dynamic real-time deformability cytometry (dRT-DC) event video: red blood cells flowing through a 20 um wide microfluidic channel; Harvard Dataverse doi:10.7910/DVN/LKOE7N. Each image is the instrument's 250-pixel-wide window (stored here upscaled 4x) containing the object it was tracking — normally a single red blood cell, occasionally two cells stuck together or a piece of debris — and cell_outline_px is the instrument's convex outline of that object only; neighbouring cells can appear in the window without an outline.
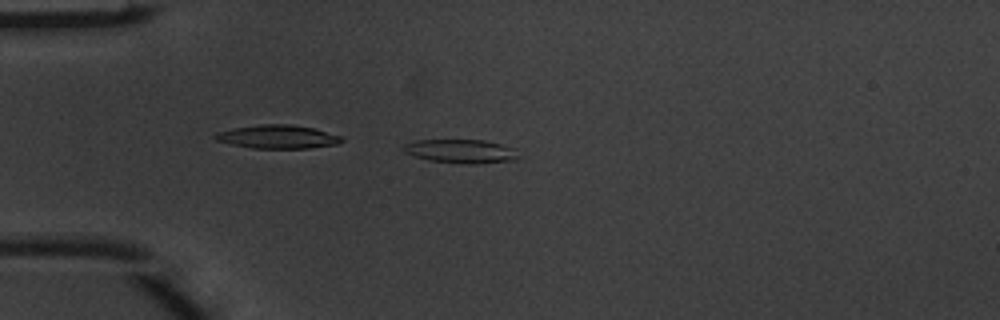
{"species": "common noctule bat (a hibernating species)", "species_latin": "Nyctalus noctula", "temperature_condition": "warm", "stored_images_in_passage": 5, "camera_frame_rate_fps": 3000, "um_per_image_px": 0.085, "animal": {"sex": "male", "body_mass_g": 20.1, "forearm_length_mm": 53.5}, "frame": {"image": 1, "passage_image": 5, "time_ms": 1.333, "image_size_px": [1000, 320], "cell_outline_px": [[516, 160], [476, 164], [468, 164], [428, 160], [404, 152], [400, 148], [404, 144], [416, 140], [484, 140], [516, 148]], "centroid_in_image_um": [39.16, 12.85], "position_along_channel_um": 45.8, "area_um2": 15.9}}